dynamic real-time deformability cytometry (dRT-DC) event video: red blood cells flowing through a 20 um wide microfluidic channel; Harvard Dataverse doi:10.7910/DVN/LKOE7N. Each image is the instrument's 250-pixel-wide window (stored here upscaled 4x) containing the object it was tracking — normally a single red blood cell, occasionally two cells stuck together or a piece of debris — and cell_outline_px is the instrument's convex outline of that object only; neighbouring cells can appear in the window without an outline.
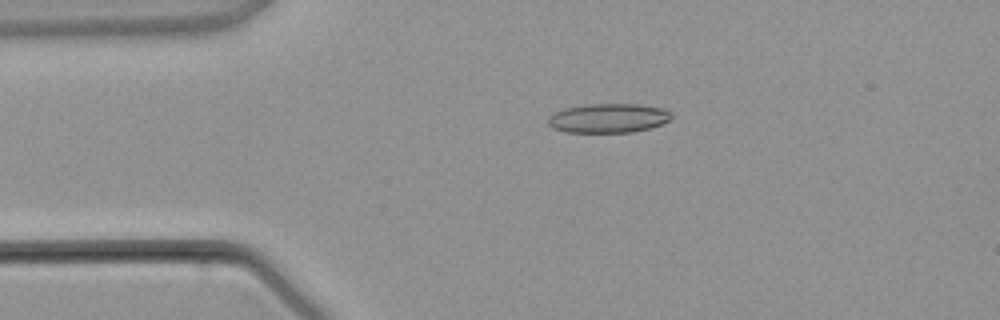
{"species": "common noctule bat (a hibernating species)", "species_latin": "Nyctalus noctula", "temperature_condition": "warm", "stored_images_in_passage": 3, "camera_frame_rate_fps": 3000, "um_per_image_px": 0.085, "animal": {"sex": "male", "body_mass_g": 21.5, "forearm_length_mm": 52.0}, "frame": {"image": 1, "passage_image": 2, "time_ms": 1.0, "image_size_px": [1000, 320], "cell_outline_px": [[672, 116], [668, 120], [652, 128], [632, 132], [564, 132], [552, 128], [548, 124], [548, 116], [564, 108], [584, 104], [636, 104], [664, 108], [672, 112]], "centroid_in_image_um": [51.7, 10.04], "position_along_channel_um": 33.3, "area_um2": 21.15}}
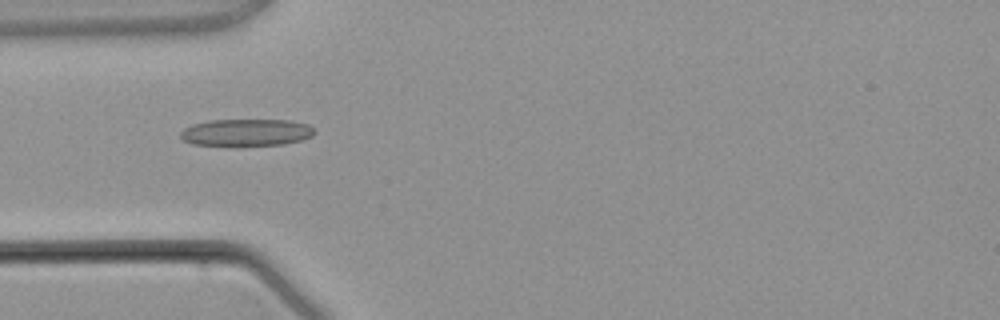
{"frame": {"image": 2, "passage_image": 3, "time_ms": 2.333, "image_size_px": [1000, 320], "cell_outline_px": [[316, 132], [312, 136], [300, 140], [284, 144], [192, 144], [184, 140], [180, 136], [180, 132], [184, 128], [192, 124], [208, 120], [288, 120], [308, 124]], "centroid_in_image_um": [20.93, 11.23], "position_along_channel_um": 64.1, "area_um2": 20.63}}